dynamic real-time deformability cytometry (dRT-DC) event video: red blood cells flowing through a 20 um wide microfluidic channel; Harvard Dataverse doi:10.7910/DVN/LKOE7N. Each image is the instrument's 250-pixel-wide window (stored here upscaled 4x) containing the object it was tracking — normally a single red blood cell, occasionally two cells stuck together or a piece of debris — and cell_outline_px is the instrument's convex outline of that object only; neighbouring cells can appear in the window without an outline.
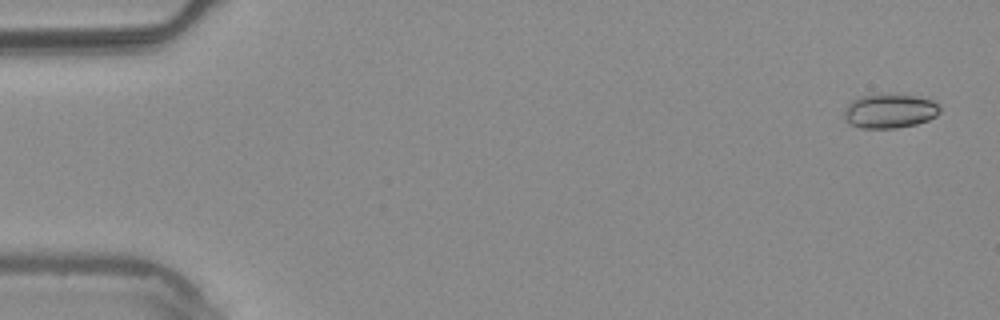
{"species": "common noctule bat (a hibernating species)", "species_latin": "Nyctalus noctula", "temperature_condition": "warm", "stored_images_in_passage": 6, "camera_frame_rate_fps": 3000, "um_per_image_px": 0.085, "animal": {"sex": "male", "body_mass_g": 20.4}, "frame": {"image": 1, "passage_image": 6, "time_ms": 1.667, "image_size_px": [1000, 320], "cell_outline_px": [[940, 112], [936, 116], [928, 120], [916, 124], [896, 128], [860, 128], [848, 124], [844, 120], [844, 108], [856, 96], [876, 92], [892, 92], [916, 96], [932, 100], [940, 104]], "centroid_in_image_um": [75.58, 9.39], "position_along_channel_um": 9.4, "area_um2": 20.06}}